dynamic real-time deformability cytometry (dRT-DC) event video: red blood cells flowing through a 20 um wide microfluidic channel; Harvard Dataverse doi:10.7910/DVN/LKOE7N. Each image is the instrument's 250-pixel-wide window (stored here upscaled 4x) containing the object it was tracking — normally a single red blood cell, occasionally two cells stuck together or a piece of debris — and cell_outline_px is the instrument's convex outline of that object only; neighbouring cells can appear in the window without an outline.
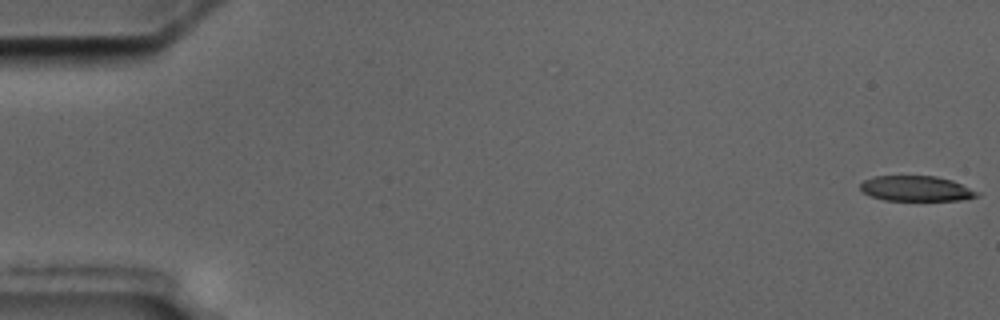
{"species": "common noctule bat (a hibernating species)", "species_latin": "Nyctalus noctula", "temperature_condition": "cold", "stored_images_in_passage": 6, "camera_frame_rate_fps": 3000, "um_per_image_px": 0.085, "animal": {"sex": "male", "body_mass_g": 17.5, "forearm_length_mm": 52.3}, "frame": {"image": 1, "passage_image": 1, "time_ms": 0.0, "image_size_px": [1000, 320], "cell_outline_px": [[980, 196], [960, 200], [884, 200], [872, 196], [864, 192], [860, 188], [860, 184], [864, 180], [872, 176], [936, 176], [952, 180], [980, 192]], "centroid_in_image_um": [77.9, 16.02], "position_along_channel_um": 7.1, "area_um2": 17.17}}
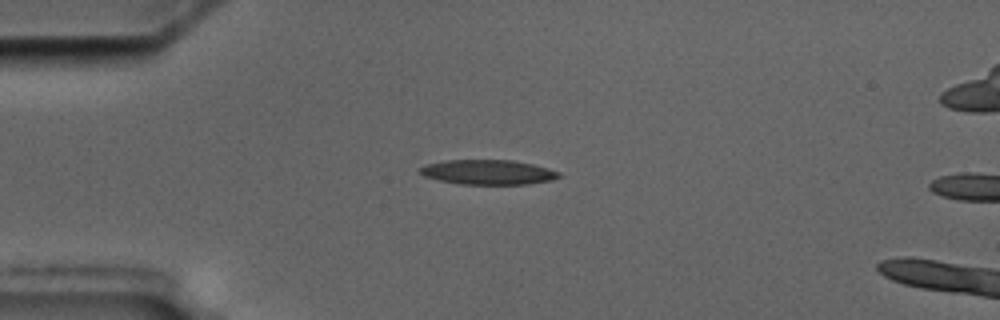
{"frame": {"image": 2, "passage_image": 5, "time_ms": 4.667, "image_size_px": [1000, 320], "cell_outline_px": [[560, 176], [552, 180], [528, 184], [460, 184], [440, 180], [424, 176], [420, 172], [420, 168], [424, 164], [444, 160], [512, 160], [532, 164], [548, 168], [560, 172]], "centroid_in_image_um": [41.48, 14.63], "position_along_channel_um": 43.5, "area_um2": 20.0}}